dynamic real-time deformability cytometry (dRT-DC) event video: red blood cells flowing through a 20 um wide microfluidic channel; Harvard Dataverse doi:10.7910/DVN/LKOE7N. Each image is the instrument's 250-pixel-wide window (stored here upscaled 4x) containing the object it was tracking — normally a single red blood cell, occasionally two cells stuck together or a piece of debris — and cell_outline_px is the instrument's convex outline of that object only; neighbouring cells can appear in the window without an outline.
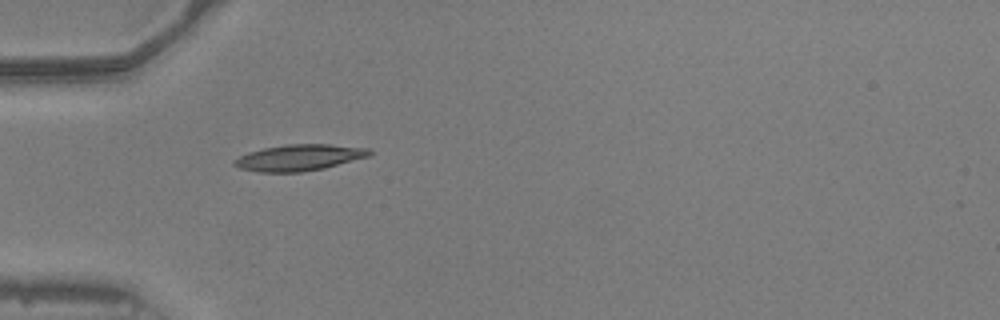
{"species": "common noctule bat (a hibernating species)", "species_latin": "Nyctalus noctula", "temperature_condition": "warm", "stored_images_in_passage": 19, "camera_frame_rate_fps": 3000, "um_per_image_px": 0.085, "animal": {"sex": "male", "body_mass_g": 20.5, "forearm_length_mm": 52.5}, "frame": {"image": 1, "passage_image": 1, "time_ms": 0.0, "image_size_px": [1000, 320], "cell_outline_px": [[372, 156], [324, 168], [300, 172], [260, 172], [240, 168], [232, 164], [232, 160], [248, 152], [264, 148], [288, 144], [332, 144], [368, 148], [372, 152]], "centroid_in_image_um": [25.46, 13.39], "position_along_channel_um": 59.5, "area_um2": 20.75}}
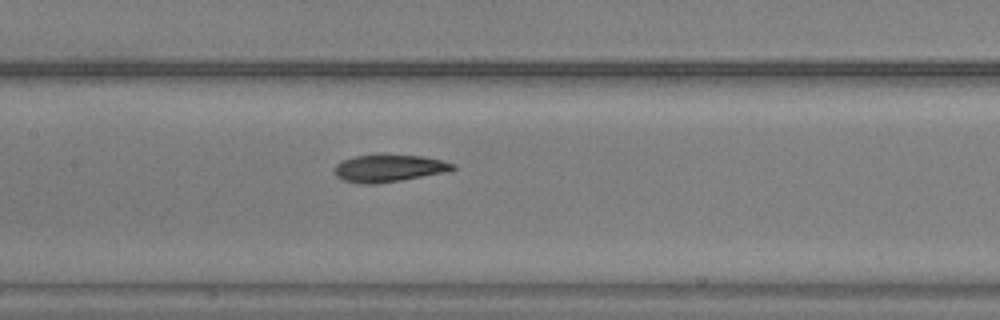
{"frame": {"image": 2, "passage_image": 10, "time_ms": 3.0, "image_size_px": [1000, 320], "cell_outline_px": [[456, 168], [452, 172], [380, 184], [360, 184], [344, 180], [336, 176], [336, 164], [340, 160], [352, 156], [372, 152], [380, 152], [424, 156], [444, 160], [456, 164]], "centroid_in_image_um": [33.12, 14.26], "position_along_channel_um": 174.3, "area_um2": 20.17}}
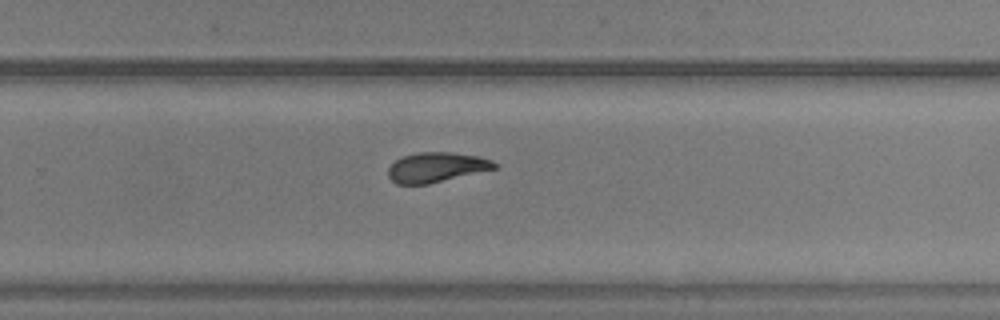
{"frame": {"image": 3, "passage_image": 19, "time_ms": 6.0, "image_size_px": [1000, 320], "cell_outline_px": [[500, 164], [496, 168], [428, 184], [396, 184], [388, 176], [388, 168], [396, 160], [404, 156], [416, 152], [456, 152], [480, 156], [492, 160]], "centroid_in_image_um": [37.12, 14.2], "position_along_channel_um": 292.7, "area_um2": 18.55}}